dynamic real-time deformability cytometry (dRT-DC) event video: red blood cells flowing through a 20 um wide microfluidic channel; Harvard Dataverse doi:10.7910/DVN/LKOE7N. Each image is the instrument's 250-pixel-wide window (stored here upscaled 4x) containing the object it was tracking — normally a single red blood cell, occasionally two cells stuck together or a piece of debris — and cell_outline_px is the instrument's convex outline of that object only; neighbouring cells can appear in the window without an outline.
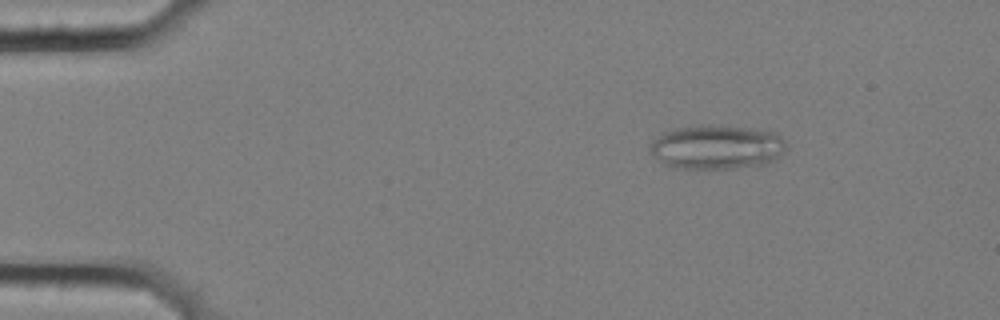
{"species": "common noctule bat (a hibernating species)", "species_latin": "Nyctalus noctula", "temperature_condition": "cold", "stored_images_in_passage": 6, "camera_frame_rate_fps": 3000, "um_per_image_px": 0.085, "animal": {"sex": "female", "body_mass_g": 25.1}, "frame": {"image": 1, "passage_image": 3, "time_ms": 0.667, "image_size_px": [1000, 320], "cell_outline_px": [[788, 148], [776, 160], [764, 164], [732, 168], [672, 168], [664, 164], [652, 152], [648, 144], [652, 140], [664, 132], [676, 128], [692, 124], [716, 124], [752, 128], [776, 132], [784, 140]], "centroid_in_image_um": [60.95, 12.47], "position_along_channel_um": 24.1, "area_um2": 35.6}}